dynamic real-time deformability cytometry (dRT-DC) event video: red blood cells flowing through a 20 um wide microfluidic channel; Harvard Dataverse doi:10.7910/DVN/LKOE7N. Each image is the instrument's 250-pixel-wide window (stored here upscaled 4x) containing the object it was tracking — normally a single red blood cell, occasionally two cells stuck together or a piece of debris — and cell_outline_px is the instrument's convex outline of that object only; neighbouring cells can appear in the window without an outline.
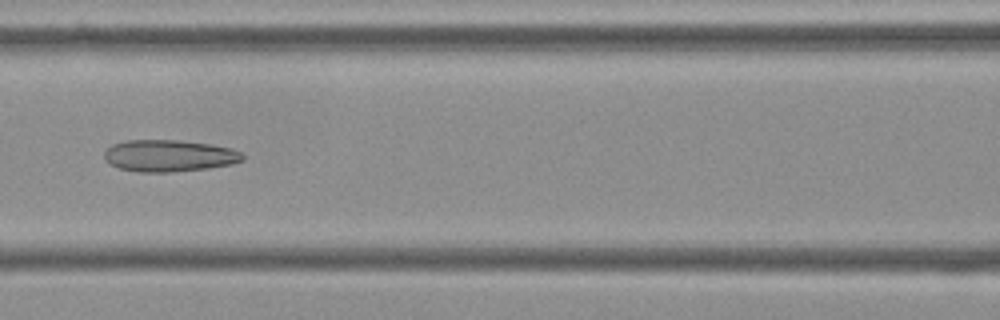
{"species": "Egyptian fruit bat (a non-hibernating species)", "species_latin": "Rousettus aegyptiacus", "temperature_condition": "cold", "stored_images_in_passage": 8, "camera_frame_rate_fps": 3000, "um_per_image_px": 0.085, "frame": {"image": 1, "passage_image": 7, "time_ms": 2.0, "image_size_px": [1000, 320], "cell_outline_px": [[244, 160], [232, 164], [208, 168], [172, 172], [140, 172], [120, 168], [104, 160], [104, 152], [112, 144], [128, 140], [180, 140], [208, 144], [228, 148], [240, 152], [244, 156]], "centroid_in_image_um": [14.36, 13.24], "position_along_channel_um": 152.2, "area_um2": 25.49}}
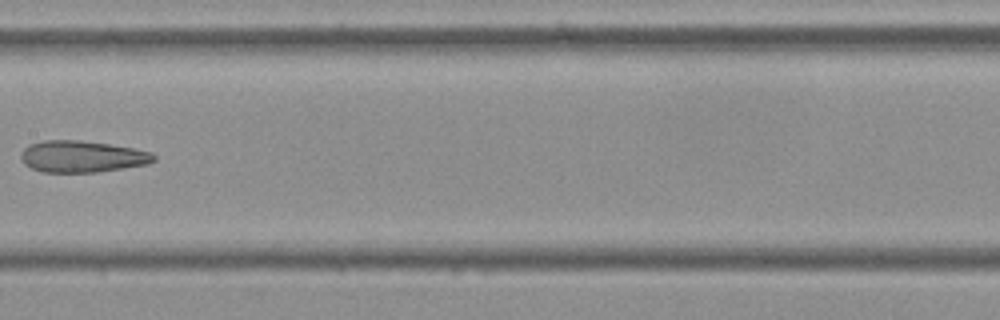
{"frame": {"image": 2, "passage_image": 8, "time_ms": 2.333, "image_size_px": [1000, 320], "cell_outline_px": [[156, 160], [148, 164], [96, 172], [44, 172], [32, 168], [24, 164], [20, 160], [20, 152], [28, 144], [44, 140], [80, 140], [108, 144], [132, 148], [152, 152], [156, 156]], "centroid_in_image_um": [6.95, 13.3], "position_along_channel_um": 200.5, "area_um2": 24.57}}